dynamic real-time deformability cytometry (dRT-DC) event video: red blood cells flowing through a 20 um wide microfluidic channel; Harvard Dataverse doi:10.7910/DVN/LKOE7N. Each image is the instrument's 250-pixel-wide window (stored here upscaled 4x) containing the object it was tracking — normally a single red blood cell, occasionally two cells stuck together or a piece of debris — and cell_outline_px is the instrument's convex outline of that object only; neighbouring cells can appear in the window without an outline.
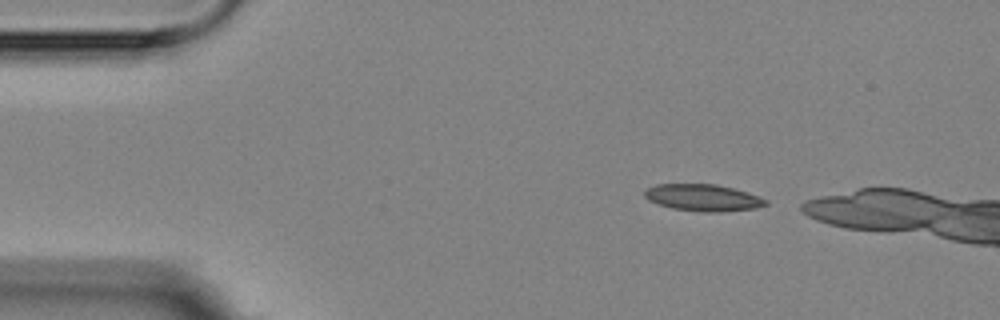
{"species": "Egyptian fruit bat (a non-hibernating species)", "species_latin": "Rousettus aegyptiacus", "temperature_condition": "room temperature", "stored_images_in_passage": 3, "camera_frame_rate_fps": 3000, "um_per_image_px": 0.085, "animal": {"sex": "female"}, "frame": {"image": 1, "passage_image": 1, "time_ms": 0.0, "image_size_px": [1000, 320], "cell_outline_px": [[768, 204], [756, 208], [720, 212], [704, 212], [672, 208], [648, 200], [644, 196], [644, 192], [648, 188], [656, 184], [716, 184], [748, 192], [760, 196], [768, 200]], "centroid_in_image_um": [59.79, 16.8], "position_along_channel_um": 25.2, "area_um2": 18.9}}